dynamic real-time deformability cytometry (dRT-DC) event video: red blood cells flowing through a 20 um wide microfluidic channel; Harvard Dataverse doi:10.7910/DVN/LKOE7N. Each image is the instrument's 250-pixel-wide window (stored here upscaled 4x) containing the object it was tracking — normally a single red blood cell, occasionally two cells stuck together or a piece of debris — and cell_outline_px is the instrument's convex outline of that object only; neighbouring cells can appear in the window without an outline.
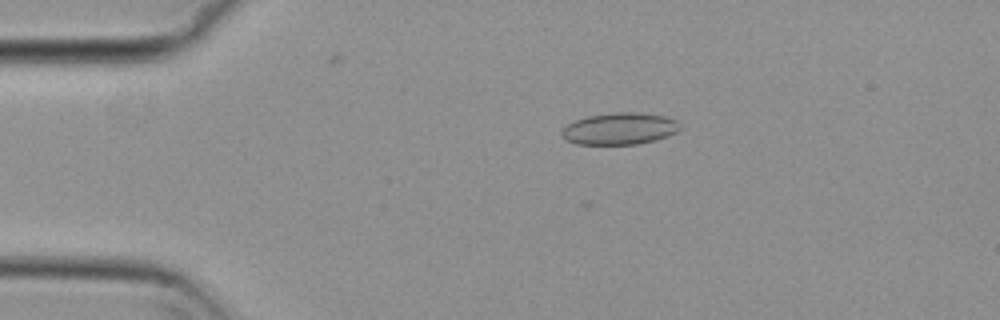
{"species": "common noctule bat (a hibernating species)", "species_latin": "Nyctalus noctula", "temperature_condition": "cold", "stored_images_in_passage": 49, "camera_frame_rate_fps": 3000, "um_per_image_px": 0.085, "animal": {"sex": "female", "body_mass_g": 29.2, "forearm_length_mm": 56.3}, "frame": {"image": 1, "passage_image": 5, "time_ms": 1.333, "image_size_px": [1000, 320], "cell_outline_px": [[680, 128], [676, 132], [668, 136], [656, 140], [636, 144], [576, 144], [564, 140], [560, 132], [568, 124], [576, 120], [588, 116], [616, 112], [640, 112], [664, 116], [676, 120]], "centroid_in_image_um": [52.65, 10.94], "position_along_channel_um": 32.3, "area_um2": 21.91}}
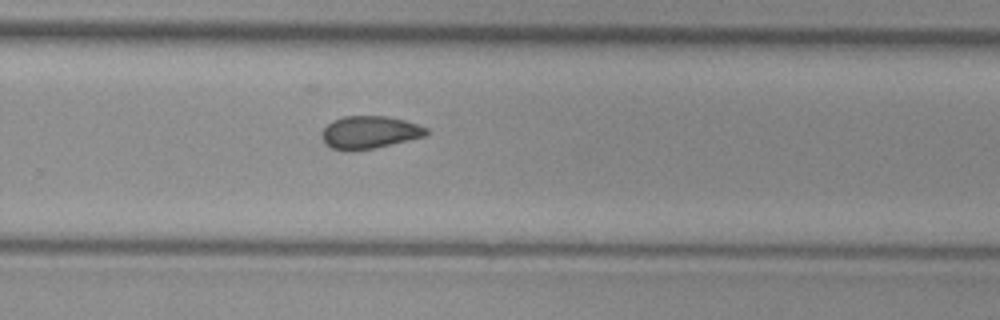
{"frame": {"image": 2, "passage_image": 30, "time_ms": 9.667, "image_size_px": [1000, 320], "cell_outline_px": [[428, 132], [424, 136], [408, 140], [372, 148], [352, 152], [332, 148], [324, 144], [320, 136], [320, 132], [332, 120], [344, 116], [388, 116], [404, 120], [428, 128]], "centroid_in_image_um": [31.34, 11.25], "position_along_channel_um": 298.5, "area_um2": 19.94}}
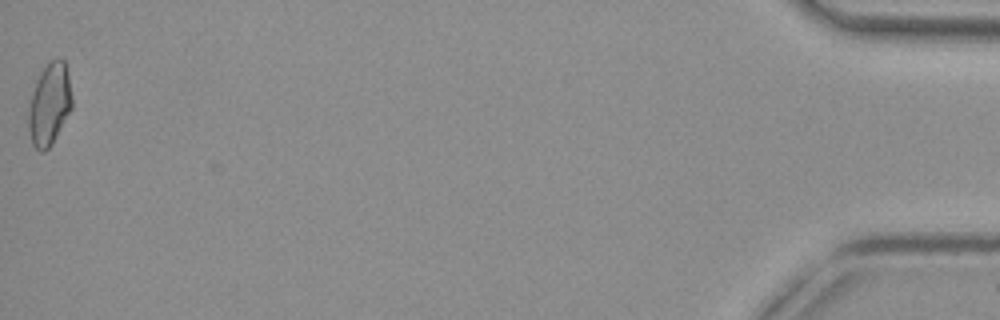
{"frame": {"image": 3, "passage_image": 49, "time_ms": 16.0, "image_size_px": [1000, 320], "cell_outline_px": [[72, 108], [52, 144], [44, 152], [40, 152], [32, 144], [28, 128], [28, 108], [32, 92], [36, 80], [44, 68], [52, 60], [64, 60], [68, 76], [72, 100]], "centroid_in_image_um": [4.18, 8.91], "position_along_channel_um": 431.0, "area_um2": 20.58}, "authors_computed_cell_mechanics": {"area_um2": 19.9988, "velocity_mm_per_s": 3.7382, "shape_relaxation_time_tau1_ms": null, "shape_relaxation_time_tau2_ms": 2.4102, "deformation_change_tau1": null, "deformation_change_tau2": 0.0863}}